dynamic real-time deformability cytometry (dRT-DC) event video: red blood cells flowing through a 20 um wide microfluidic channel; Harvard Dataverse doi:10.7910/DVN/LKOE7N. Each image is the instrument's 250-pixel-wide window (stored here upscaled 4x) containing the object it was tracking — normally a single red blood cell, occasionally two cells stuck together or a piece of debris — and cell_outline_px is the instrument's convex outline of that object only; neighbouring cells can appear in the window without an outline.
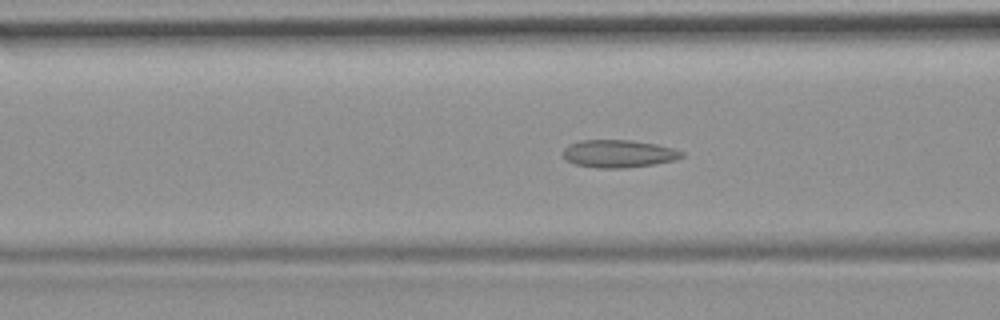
{"species": "common noctule bat (a hibernating species)", "species_latin": "Nyctalus noctula", "temperature_condition": "room temperature", "stored_images_in_passage": 52, "camera_frame_rate_fps": 3000, "um_per_image_px": 0.085, "animal": {"sex": "female", "body_mass_g": 19.9}, "frame": {"image": 1, "passage_image": 18, "time_ms": 5.667, "image_size_px": [1000, 320], "cell_outline_px": [[684, 156], [676, 160], [628, 168], [596, 168], [576, 164], [568, 160], [564, 156], [564, 148], [568, 144], [580, 140], [628, 140], [656, 144], [672, 148], [684, 152]], "centroid_in_image_um": [52.59, 13.06], "position_along_channel_um": 114.0, "area_um2": 19.07}}
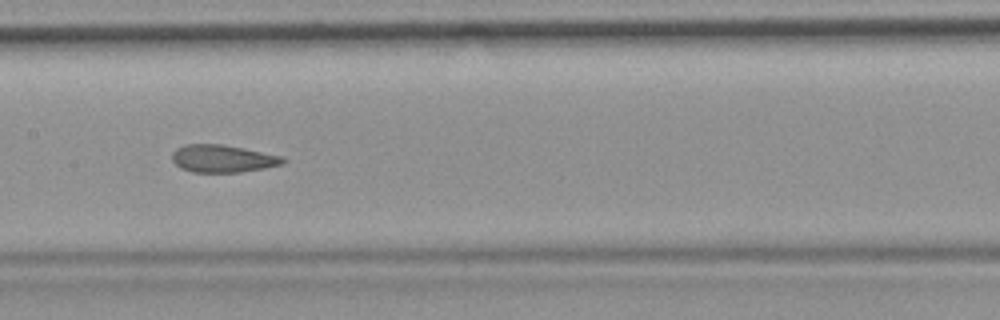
{"frame": {"image": 2, "passage_image": 24, "time_ms": 7.667, "image_size_px": [1000, 320], "cell_outline_px": [[288, 160], [284, 164], [264, 168], [240, 172], [192, 172], [180, 168], [172, 160], [172, 152], [176, 148], [184, 144], [220, 144], [244, 148], [284, 156]], "centroid_in_image_um": [18.95, 13.48], "position_along_channel_um": 188.4, "area_um2": 17.98}}
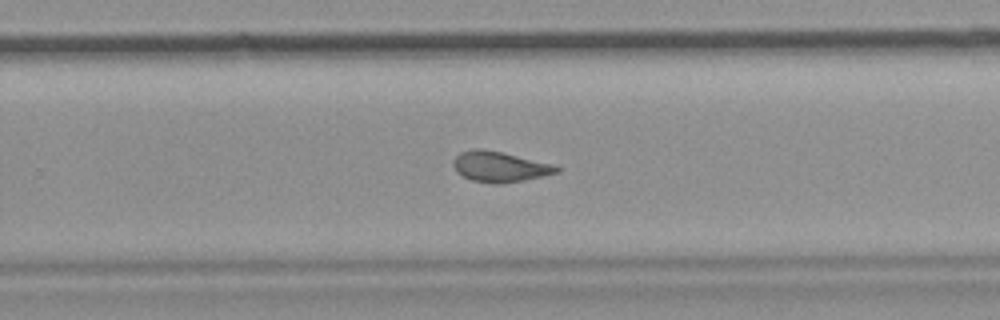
{"frame": {"image": 3, "passage_image": 32, "time_ms": 10.333, "image_size_px": [1000, 320], "cell_outline_px": [[560, 172], [524, 180], [500, 184], [496, 184], [472, 180], [456, 172], [452, 164], [452, 160], [460, 152], [472, 148], [480, 148], [500, 152], [556, 164], [560, 168]], "centroid_in_image_um": [42.48, 14.16], "position_along_channel_um": 287.3, "area_um2": 18.44}, "authors_computed_cell_mechanics": {"area_um2": 18.9584, "velocity_mm_per_s": 3.7267, "shape_relaxation_time_tau1_ms": null, "shape_relaxation_time_tau2_ms": 1.4052, "deformation_change_tau1": null, "deformation_change_tau2": 0.0866}}